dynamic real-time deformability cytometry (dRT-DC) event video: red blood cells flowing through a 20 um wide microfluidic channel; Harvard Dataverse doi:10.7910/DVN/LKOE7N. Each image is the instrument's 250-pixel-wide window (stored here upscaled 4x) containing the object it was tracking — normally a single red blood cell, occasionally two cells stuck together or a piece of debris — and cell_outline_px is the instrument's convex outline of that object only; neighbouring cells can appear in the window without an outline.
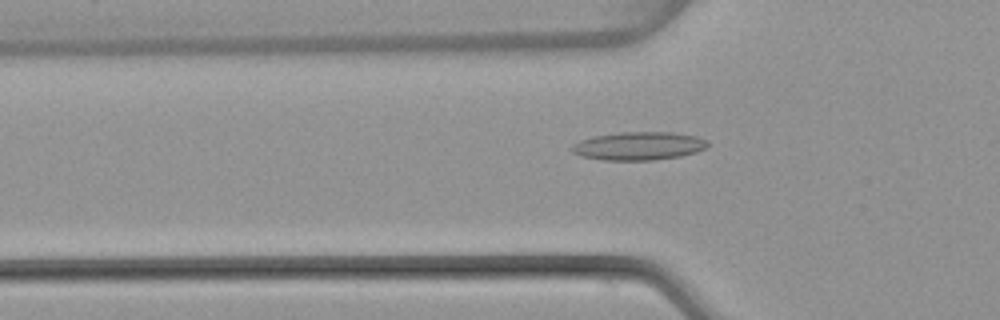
{"species": "common noctule bat (a hibernating species)", "species_latin": "Nyctalus noctula", "temperature_condition": "warm", "stored_images_in_passage": 51, "camera_frame_rate_fps": 3000, "um_per_image_px": 0.085, "animal": {"sex": "female", "body_mass_g": 22.7, "forearm_length_mm": 54.2}, "frame": {"image": 1, "passage_image": 17, "time_ms": 5.333, "image_size_px": [1000, 320], "cell_outline_px": [[708, 144], [704, 148], [696, 152], [680, 156], [652, 160], [604, 160], [580, 156], [572, 152], [568, 148], [572, 144], [580, 140], [592, 136], [620, 132], [672, 132], [696, 136], [708, 140]], "centroid_in_image_um": [54.24, 12.4], "position_along_channel_um": 71.6, "area_um2": 22.48}}
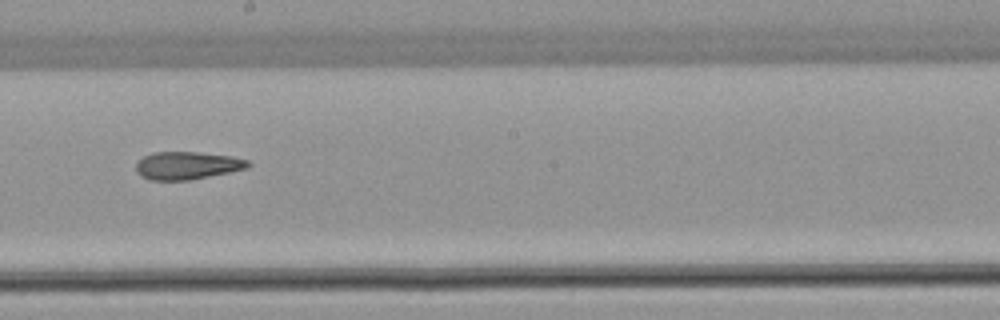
{"frame": {"image": 2, "passage_image": 29, "time_ms": 9.333, "image_size_px": [1000, 320], "cell_outline_px": [[252, 164], [248, 168], [188, 180], [148, 180], [140, 176], [136, 172], [136, 164], [144, 156], [152, 152], [200, 152], [232, 156], [248, 160]], "centroid_in_image_um": [15.9, 14.06], "position_along_channel_um": 232.3, "area_um2": 18.15}}
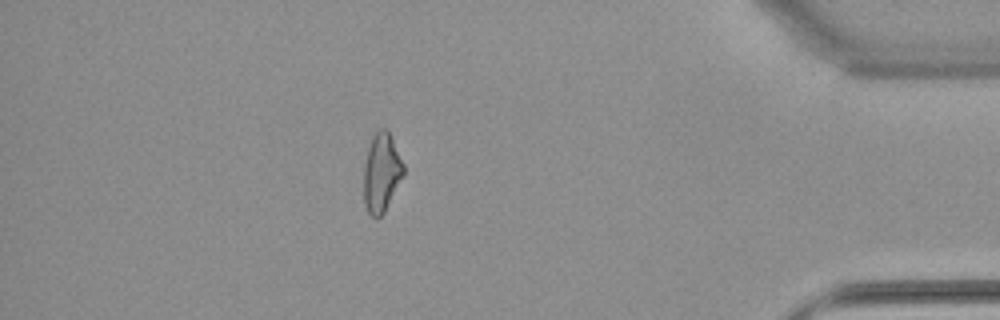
{"frame": {"image": 3, "passage_image": 45, "time_ms": 14.667, "image_size_px": [1000, 320], "cell_outline_px": [[404, 176], [384, 212], [376, 220], [368, 212], [364, 204], [364, 164], [368, 148], [372, 136], [380, 128], [384, 128], [388, 132], [404, 164]], "centroid_in_image_um": [32.42, 14.71], "position_along_channel_um": 402.8, "area_um2": 18.21}, "authors_computed_cell_mechanics": {"area_um2": 19.074, "velocity_mm_per_s": 4.0049, "shape_relaxation_time_tau1_ms": null, "shape_relaxation_time_tau2_ms": 4.8728, "deformation_change_tau1": null, "deformation_change_tau2": 0.1595}}